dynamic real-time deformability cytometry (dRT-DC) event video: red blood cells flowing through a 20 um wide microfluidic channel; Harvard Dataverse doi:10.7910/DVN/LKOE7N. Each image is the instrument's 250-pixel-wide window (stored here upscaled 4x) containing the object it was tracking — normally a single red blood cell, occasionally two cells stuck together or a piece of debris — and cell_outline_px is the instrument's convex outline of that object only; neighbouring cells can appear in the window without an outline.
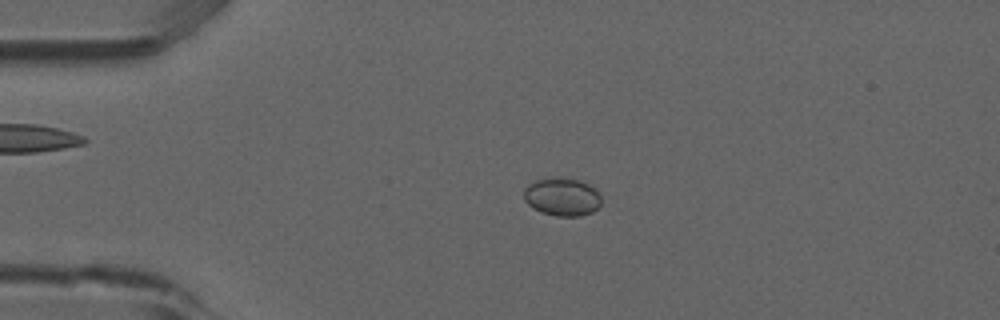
{"species": "common noctule bat (a hibernating species)", "species_latin": "Nyctalus noctula", "temperature_condition": "room temperature", "stored_images_in_passage": 5, "camera_frame_rate_fps": 3000, "um_per_image_px": 0.085, "animal": {"sex": "male", "forearm_length_mm": 52.5}, "frame": {"image": 1, "passage_image": 4, "time_ms": 1.0, "image_size_px": [1000, 320], "cell_outline_px": [[600, 204], [592, 212], [580, 216], [556, 216], [540, 212], [532, 208], [524, 200], [524, 188], [528, 184], [536, 180], [552, 176], [560, 176], [580, 180], [588, 184], [600, 196]], "centroid_in_image_um": [47.73, 16.71], "position_along_channel_um": 37.3, "area_um2": 17.34}}